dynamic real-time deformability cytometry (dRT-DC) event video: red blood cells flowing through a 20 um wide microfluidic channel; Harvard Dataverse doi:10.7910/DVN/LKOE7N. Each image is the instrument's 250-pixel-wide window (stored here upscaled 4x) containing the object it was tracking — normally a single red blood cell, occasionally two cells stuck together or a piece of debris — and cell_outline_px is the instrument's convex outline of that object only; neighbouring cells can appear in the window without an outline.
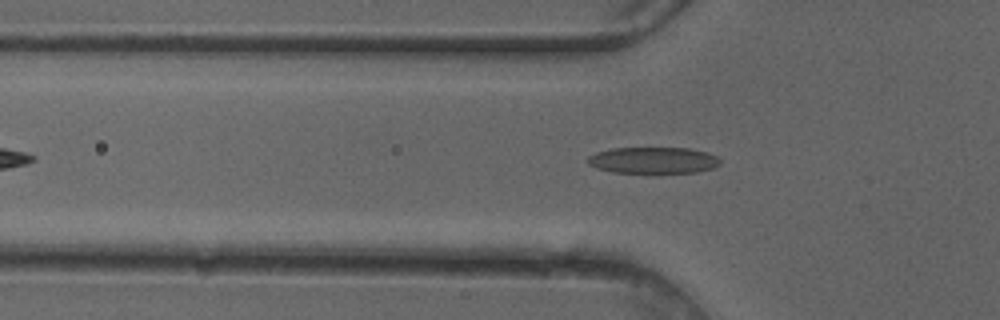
{"species": "common noctule bat (a hibernating species)", "species_latin": "Nyctalus noctula", "temperature_condition": "cold", "stored_images_in_passage": 38, "camera_frame_rate_fps": 3000, "um_per_image_px": 0.085, "animal": {"sex": "female"}, "frame": {"image": 1, "passage_image": 10, "time_ms": 3.0, "image_size_px": [1000, 320], "cell_outline_px": [[720, 164], [712, 168], [696, 172], [656, 176], [652, 176], [612, 172], [596, 168], [588, 164], [588, 156], [596, 152], [612, 148], [688, 148], [708, 152], [716, 156], [720, 160]], "centroid_in_image_um": [55.52, 13.68], "position_along_channel_um": 70.3, "area_um2": 21.5}}
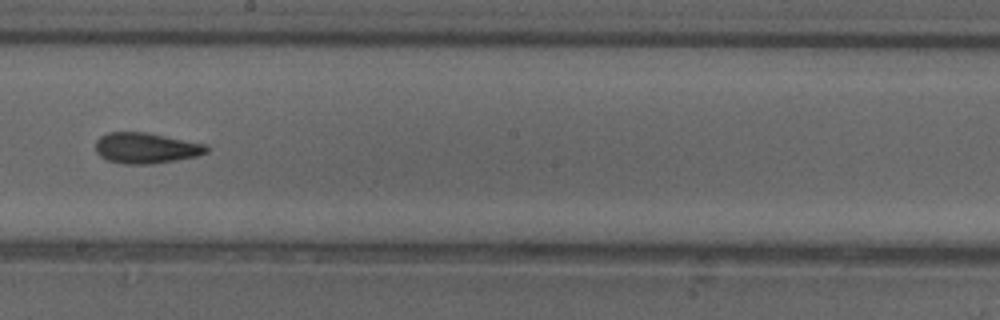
{"frame": {"image": 2, "passage_image": 22, "time_ms": 7.0, "image_size_px": [1000, 320], "cell_outline_px": [[208, 152], [196, 156], [176, 160], [152, 164], [124, 164], [108, 160], [100, 156], [96, 152], [96, 140], [100, 136], [108, 132], [148, 132], [208, 144]], "centroid_in_image_um": [12.42, 12.57], "position_along_channel_um": 235.8, "area_um2": 20.06}}
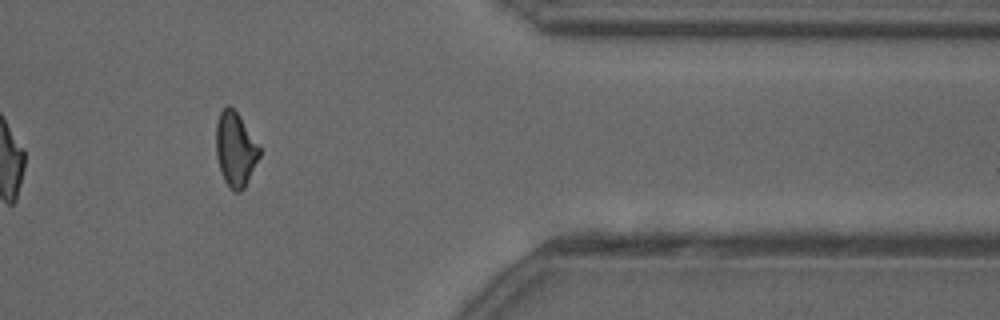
{"frame": {"image": 3, "passage_image": 35, "time_ms": 11.333, "image_size_px": [1000, 320], "cell_outline_px": [[260, 156], [244, 188], [240, 192], [232, 192], [224, 180], [220, 172], [216, 156], [216, 124], [220, 112], [228, 104], [236, 112], [260, 148]], "centroid_in_image_um": [19.98, 12.73], "position_along_channel_um": 391.4, "area_um2": 18.61}}